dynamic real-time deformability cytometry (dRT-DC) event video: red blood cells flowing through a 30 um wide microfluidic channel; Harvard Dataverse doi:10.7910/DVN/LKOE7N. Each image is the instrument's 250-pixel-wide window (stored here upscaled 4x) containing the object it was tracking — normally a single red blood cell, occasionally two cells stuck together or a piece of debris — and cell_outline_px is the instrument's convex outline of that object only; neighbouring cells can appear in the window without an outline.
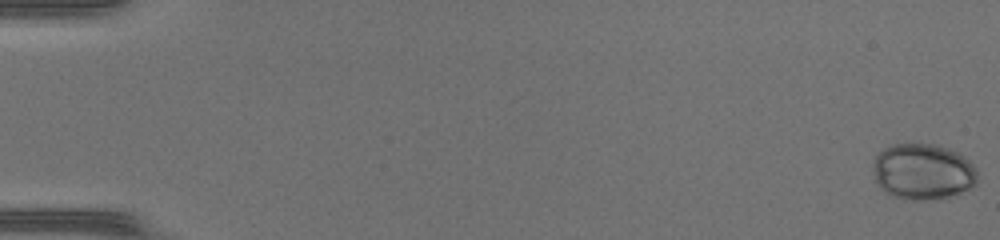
{"species": "common noctule bat (a hibernating species)", "species_latin": "Nyctalus noctula", "temperature_condition": "warm", "stored_images_in_passage": 51, "camera_frame_rate_fps": 3000, "um_per_image_px": 0.085, "animal": {"sex": "female", "body_mass_g": 17.0, "forearm_length_mm": 48.0}, "frame": {"image": 1, "passage_image": 1, "time_ms": 0.0, "image_size_px": [1000, 240], "cell_outline_px": [[976, 184], [960, 192], [940, 200], [904, 200], [892, 196], [884, 192], [880, 188], [876, 180], [872, 164], [876, 156], [884, 148], [892, 144], [936, 144], [948, 148], [964, 156], [976, 168]], "centroid_in_image_um": [78.42, 14.6], "position_along_channel_um": 6.6, "area_um2": 34.33}}
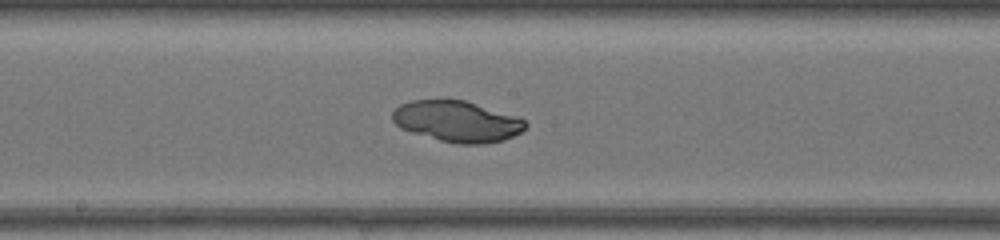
{"frame": {"image": 2, "passage_image": 28, "time_ms": 9.0, "image_size_px": [1000, 240], "cell_outline_px": [[528, 124], [520, 132], [504, 140], [484, 144], [456, 144], [440, 140], [412, 132], [400, 128], [392, 120], [392, 112], [400, 104], [412, 100], [444, 96], [464, 100], [520, 116]], "centroid_in_image_um": [38.84, 10.27], "position_along_channel_um": 209.4, "area_um2": 32.6}}
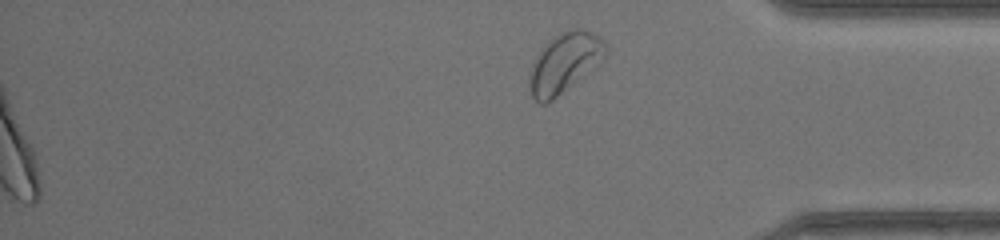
{"frame": {"image": 3, "passage_image": 51, "time_ms": 16.667, "image_size_px": [1000, 240], "cell_outline_px": [[608, 48], [604, 56], [596, 68], [552, 100], [544, 104], [540, 104], [532, 96], [528, 84], [528, 76], [532, 64], [548, 40], [560, 32], [572, 28], [580, 28], [592, 32], [604, 40]], "centroid_in_image_um": [48.0, 5.34], "position_along_channel_um": 387.2, "area_um2": 26.7}}